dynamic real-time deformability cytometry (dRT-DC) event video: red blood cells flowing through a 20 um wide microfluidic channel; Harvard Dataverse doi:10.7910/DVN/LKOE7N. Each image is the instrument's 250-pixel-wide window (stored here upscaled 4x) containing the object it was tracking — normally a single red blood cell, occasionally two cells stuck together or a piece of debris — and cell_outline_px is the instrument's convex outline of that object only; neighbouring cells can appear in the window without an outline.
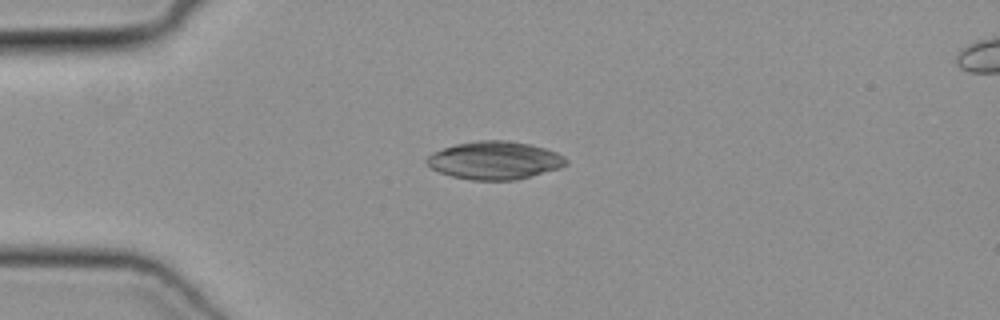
{"species": "common noctule bat (a hibernating species)", "species_latin": "Nyctalus noctula", "temperature_condition": "cold", "stored_images_in_passage": 38, "camera_frame_rate_fps": 3000, "um_per_image_px": 0.085, "animal": {"sex": "female", "body_mass_g": 19.3, "forearm_length_mm": 54.1}, "frame": {"image": 1, "passage_image": 1, "time_ms": 0.0, "image_size_px": [1000, 320], "cell_outline_px": [[568, 164], [560, 168], [516, 180], [472, 180], [452, 176], [440, 172], [432, 168], [424, 160], [432, 152], [456, 144], [476, 140], [504, 140], [528, 144], [544, 148], [556, 152], [564, 156], [568, 160]], "centroid_in_image_um": [42.05, 13.63], "position_along_channel_um": 42.9, "area_um2": 30.75}}
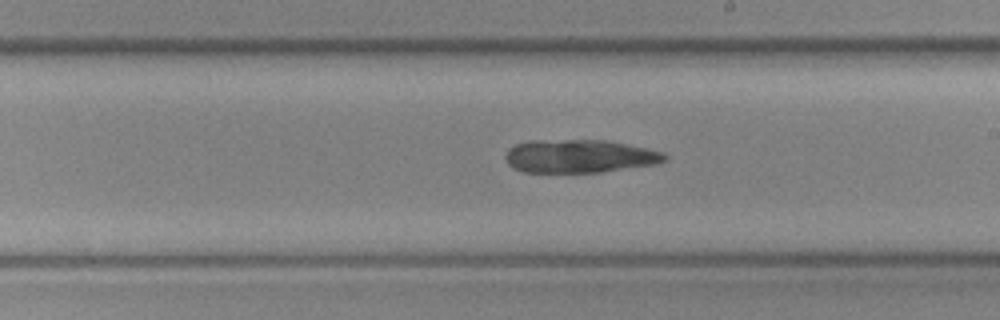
{"frame": {"image": 2, "passage_image": 17, "time_ms": 5.333, "image_size_px": [1000, 320], "cell_outline_px": [[668, 160], [656, 164], [600, 172], [524, 172], [512, 168], [508, 164], [504, 156], [508, 148], [516, 144], [532, 140], [604, 140], [664, 152], [668, 156]], "centroid_in_image_um": [49.23, 13.28], "position_along_channel_um": 239.8, "area_um2": 30.81}}
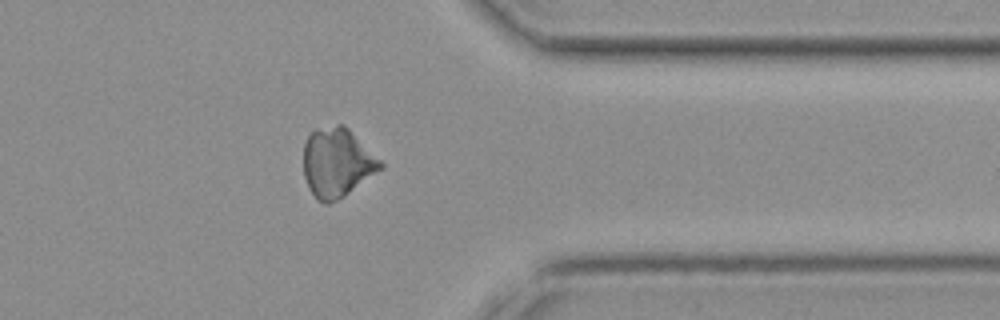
{"frame": {"image": 3, "passage_image": 28, "time_ms": 9.0, "image_size_px": [1000, 320], "cell_outline_px": [[384, 168], [344, 196], [328, 204], [324, 204], [316, 200], [308, 188], [304, 176], [304, 144], [308, 136], [316, 128], [336, 124], [344, 124], [384, 164]], "centroid_in_image_um": [28.64, 13.84], "position_along_channel_um": 382.8, "area_um2": 31.1}}